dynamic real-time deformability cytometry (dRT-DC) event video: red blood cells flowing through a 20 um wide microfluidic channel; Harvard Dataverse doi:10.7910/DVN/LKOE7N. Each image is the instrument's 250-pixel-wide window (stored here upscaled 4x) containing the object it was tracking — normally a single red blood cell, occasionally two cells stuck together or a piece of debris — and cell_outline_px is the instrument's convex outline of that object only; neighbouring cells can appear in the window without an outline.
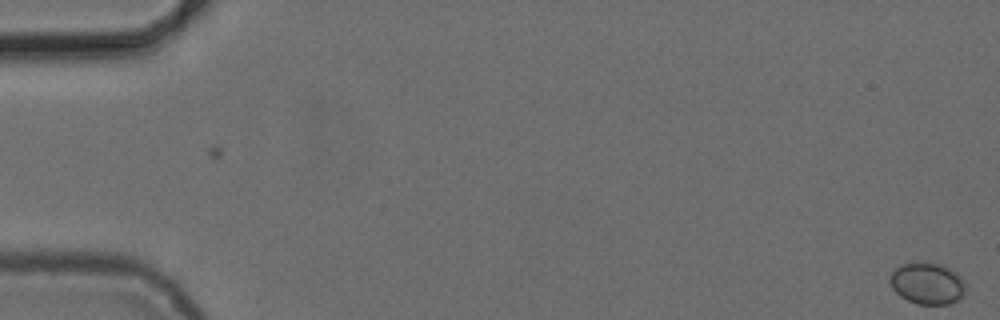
{"species": "common noctule bat (a hibernating species)", "species_latin": "Nyctalus noctula", "temperature_condition": "cold", "stored_images_in_passage": 9, "camera_frame_rate_fps": 3000, "um_per_image_px": 0.085, "animal": {"sex": "female", "body_mass_g": 24.6, "forearm_length_mm": 56.2}, "frame": {"image": 1, "passage_image": 1, "time_ms": 0.0, "image_size_px": [1000, 320], "cell_outline_px": [[964, 296], [948, 304], [920, 304], [908, 300], [900, 296], [892, 288], [888, 280], [888, 276], [896, 268], [904, 264], [916, 260], [940, 264], [952, 268], [964, 280]], "centroid_in_image_um": [78.8, 24.06], "position_along_channel_um": 6.2, "area_um2": 18.61}}
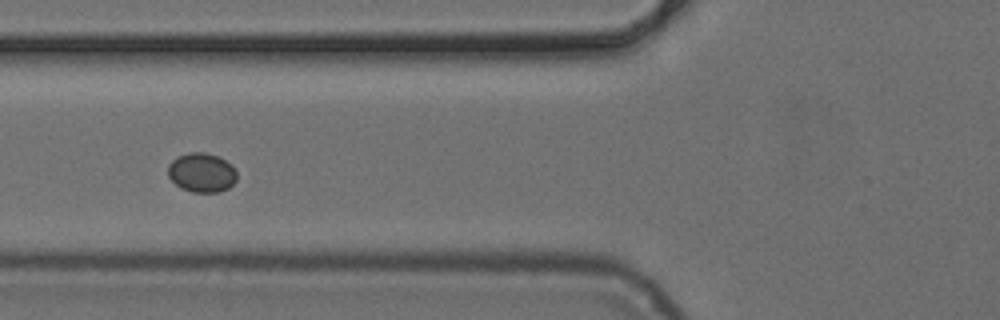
{"frame": {"image": 2, "passage_image": 6, "time_ms": 7.0, "image_size_px": [1000, 320], "cell_outline_px": [[236, 180], [228, 188], [220, 192], [192, 192], [180, 188], [168, 176], [168, 164], [176, 156], [188, 152], [204, 152], [216, 156], [232, 164], [236, 172]], "centroid_in_image_um": [17.12, 14.67], "position_along_channel_um": 108.7, "area_um2": 15.84}}
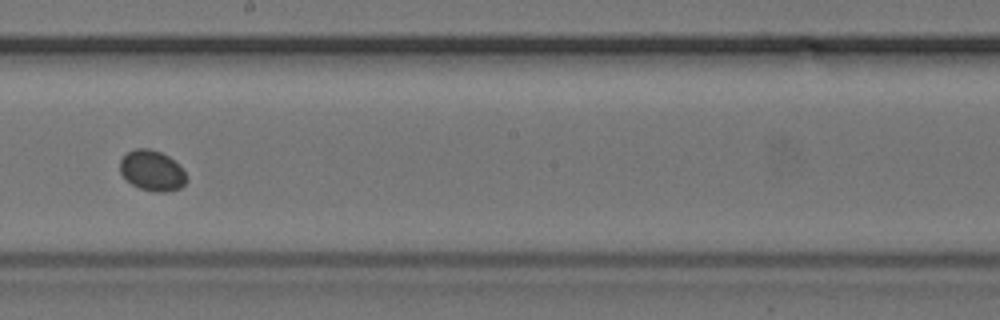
{"frame": {"image": 3, "passage_image": 9, "time_ms": 10.333, "image_size_px": [1000, 320], "cell_outline_px": [[188, 180], [180, 188], [168, 192], [152, 192], [140, 188], [132, 184], [120, 172], [120, 160], [128, 152], [136, 148], [148, 148], [160, 152], [168, 156], [184, 172]], "centroid_in_image_um": [12.92, 14.52], "position_along_channel_um": 235.3, "area_um2": 15.49}}